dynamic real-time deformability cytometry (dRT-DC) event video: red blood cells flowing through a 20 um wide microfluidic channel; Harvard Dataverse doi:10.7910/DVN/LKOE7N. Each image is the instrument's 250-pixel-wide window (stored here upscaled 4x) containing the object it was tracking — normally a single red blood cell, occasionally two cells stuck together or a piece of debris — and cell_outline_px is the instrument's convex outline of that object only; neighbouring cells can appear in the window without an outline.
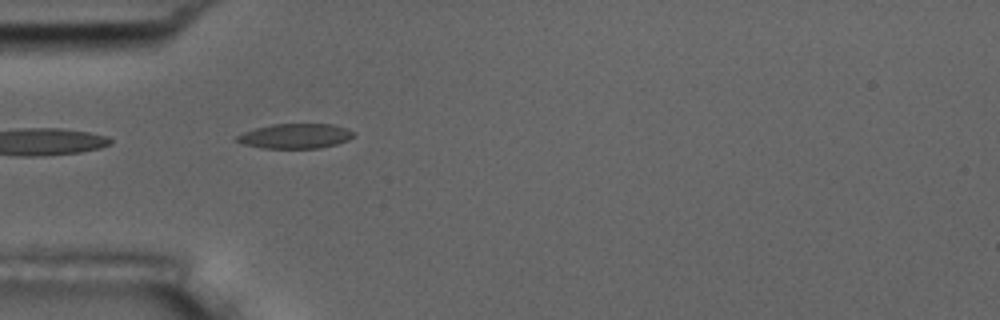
{"species": "common noctule bat (a hibernating species)", "species_latin": "Nyctalus noctula", "temperature_condition": "room temperature", "stored_images_in_passage": 8, "segment_of_instrument_passage": [2, 2], "camera_frame_rate_fps": 3000, "um_per_image_px": 0.085, "animal": {"sex": "male", "body_mass_g": 17.5, "forearm_length_mm": 52.3}, "frame": {"image": 1, "passage_image": 5, "time_ms": 5.333, "image_size_px": [1000, 320], "cell_outline_px": [[356, 132], [348, 140], [336, 144], [320, 148], [264, 148], [244, 144], [236, 140], [236, 136], [244, 132], [256, 128], [272, 124], [332, 124], [348, 128]], "centroid_in_image_um": [25.14, 11.56], "position_along_channel_um": 59.9, "area_um2": 16.82}}
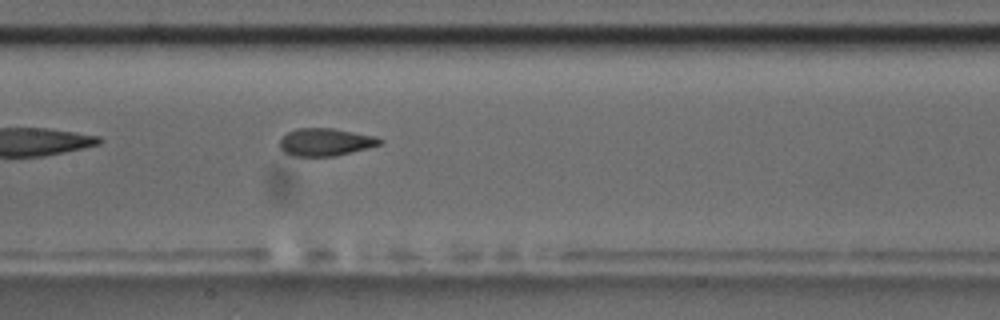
{"frame": {"image": 2, "passage_image": 8, "time_ms": 8.667, "image_size_px": [1000, 320], "cell_outline_px": [[384, 140], [380, 144], [368, 148], [332, 156], [292, 156], [284, 152], [280, 148], [280, 140], [288, 132], [296, 128], [332, 128], [376, 136]], "centroid_in_image_um": [27.66, 12.07], "position_along_channel_um": 179.7, "area_um2": 16.01}}